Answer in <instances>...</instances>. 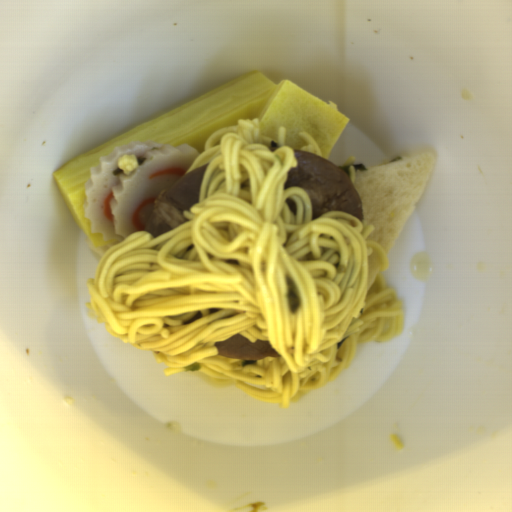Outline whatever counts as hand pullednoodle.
Instances as JSON below:
<instances>
[{
	"label": "hand pulled noodle",
	"mask_w": 512,
	"mask_h": 512,
	"mask_svg": "<svg viewBox=\"0 0 512 512\" xmlns=\"http://www.w3.org/2000/svg\"><path fill=\"white\" fill-rule=\"evenodd\" d=\"M239 119L212 133L186 173L205 166L187 223L131 234L103 253L86 312L127 345L153 352L165 376L189 371L288 409L343 373L358 344L396 339L405 313L384 276L367 287L370 222L284 189L295 151ZM185 173V174H186ZM270 340L280 357L232 360L214 345L235 334Z\"/></svg>",
	"instance_id": "hand-pulled-noodle-1"
},
{
	"label": "hand pulled noodle",
	"mask_w": 512,
	"mask_h": 512,
	"mask_svg": "<svg viewBox=\"0 0 512 512\" xmlns=\"http://www.w3.org/2000/svg\"><path fill=\"white\" fill-rule=\"evenodd\" d=\"M298 135L306 143L298 150H304L322 158V153L317 142L309 134H307L305 131H300Z\"/></svg>",
	"instance_id": "hand-pulled-noodle-2"
},
{
	"label": "hand pulled noodle",
	"mask_w": 512,
	"mask_h": 512,
	"mask_svg": "<svg viewBox=\"0 0 512 512\" xmlns=\"http://www.w3.org/2000/svg\"><path fill=\"white\" fill-rule=\"evenodd\" d=\"M344 166L348 167V178L350 179L353 187L356 185V175H355V157H348L343 162Z\"/></svg>",
	"instance_id": "hand-pulled-noodle-3"
}]
</instances>
